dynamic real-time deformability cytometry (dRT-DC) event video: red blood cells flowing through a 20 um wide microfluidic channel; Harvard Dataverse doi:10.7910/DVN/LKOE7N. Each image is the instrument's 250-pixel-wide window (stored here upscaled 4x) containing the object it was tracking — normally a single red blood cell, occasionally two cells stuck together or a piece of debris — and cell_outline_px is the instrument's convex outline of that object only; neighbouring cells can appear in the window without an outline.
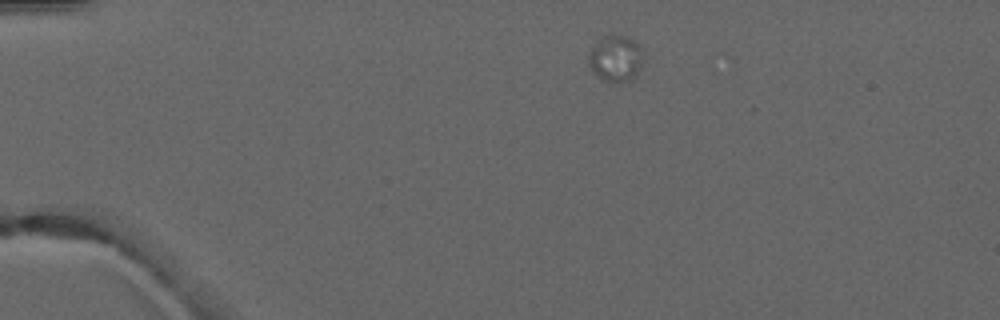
{"species": "common noctule bat (a hibernating species)", "species_latin": "Nyctalus noctula", "temperature_condition": "warm", "stored_images_in_passage": 4, "camera_frame_rate_fps": 3000, "um_per_image_px": 0.085, "animal": {"sex": "male", "forearm_length_mm": 52.5}, "frame": {"image": 1, "passage_image": 1, "time_ms": 0.0, "image_size_px": [1000, 320], "cell_outline_px": [[644, 52], [636, 76], [632, 80], [604, 80], [592, 72], [588, 64], [588, 52], [596, 40], [604, 36], [624, 36], [632, 40]], "centroid_in_image_um": [52.28, 4.95], "position_along_channel_um": 32.7, "area_um2": 14.45}}
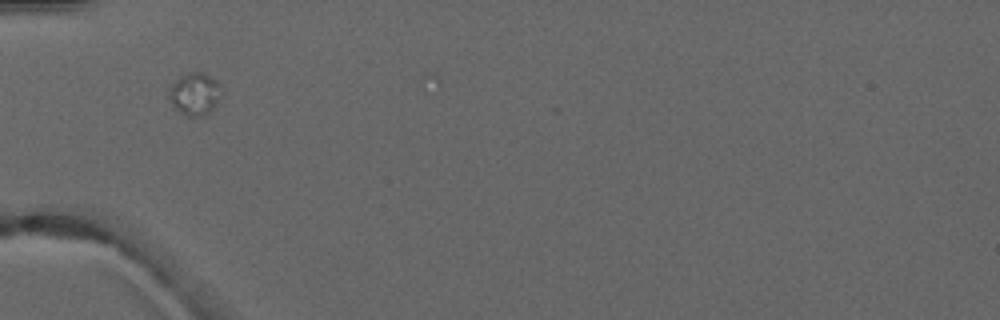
{"frame": {"image": 2, "passage_image": 3, "time_ms": 2.333, "image_size_px": [1000, 320], "cell_outline_px": [[220, 84], [216, 100], [212, 108], [208, 112], [200, 116], [188, 116], [180, 112], [176, 108], [168, 96], [168, 92], [176, 76], [188, 72], [204, 72]], "centroid_in_image_um": [16.48, 7.93], "position_along_channel_um": 68.5, "area_um2": 12.54}}